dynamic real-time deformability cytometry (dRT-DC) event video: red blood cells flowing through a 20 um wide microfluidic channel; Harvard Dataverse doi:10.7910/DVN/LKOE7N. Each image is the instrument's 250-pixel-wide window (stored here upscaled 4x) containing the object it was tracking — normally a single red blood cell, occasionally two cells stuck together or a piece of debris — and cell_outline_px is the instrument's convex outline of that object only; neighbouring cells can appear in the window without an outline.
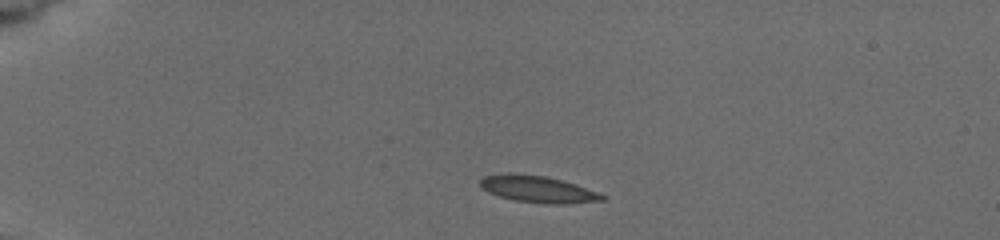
{"species": "common noctule bat (a hibernating species)", "species_latin": "Nyctalus noctula", "temperature_condition": "cold", "stored_images_in_passage": 2, "camera_frame_rate_fps": 3000, "um_per_image_px": 0.085, "animal": {"sex": "female", "body_mass_g": 19.5, "forearm_length_mm": 54.1}, "frame": {"image": 1, "passage_image": 1, "time_ms": 0.0, "image_size_px": [1000, 240], "cell_outline_px": [[608, 196], [604, 200], [564, 204], [548, 204], [516, 200], [500, 196], [488, 192], [480, 188], [480, 180], [484, 176], [508, 172], [544, 176], [560, 180]], "centroid_in_image_um": [45.66, 16.08], "position_along_channel_um": 39.3, "area_um2": 18.73}}